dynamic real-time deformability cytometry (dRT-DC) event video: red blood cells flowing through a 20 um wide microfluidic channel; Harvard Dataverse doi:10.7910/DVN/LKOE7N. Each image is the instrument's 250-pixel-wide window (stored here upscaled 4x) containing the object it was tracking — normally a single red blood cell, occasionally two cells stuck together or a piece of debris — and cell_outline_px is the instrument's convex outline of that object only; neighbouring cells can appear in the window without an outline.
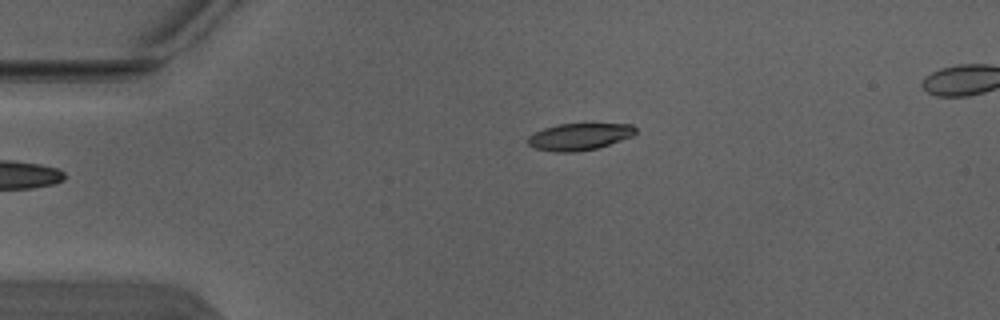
{"species": "Egyptian fruit bat (a non-hibernating species)", "species_latin": "Rousettus aegyptiacus", "temperature_condition": "warm", "stored_images_in_passage": 4, "camera_frame_rate_fps": 3000, "um_per_image_px": 0.085, "animal": {"sex": "male"}, "frame": {"image": 1, "passage_image": 4, "time_ms": 1.0, "image_size_px": [1000, 320], "cell_outline_px": [[636, 132], [632, 136], [596, 148], [572, 152], [556, 152], [532, 148], [528, 144], [528, 136], [532, 132], [556, 124], [632, 124], [636, 128]], "centroid_in_image_um": [49.18, 11.61], "position_along_channel_um": 35.8, "area_um2": 16.82}}